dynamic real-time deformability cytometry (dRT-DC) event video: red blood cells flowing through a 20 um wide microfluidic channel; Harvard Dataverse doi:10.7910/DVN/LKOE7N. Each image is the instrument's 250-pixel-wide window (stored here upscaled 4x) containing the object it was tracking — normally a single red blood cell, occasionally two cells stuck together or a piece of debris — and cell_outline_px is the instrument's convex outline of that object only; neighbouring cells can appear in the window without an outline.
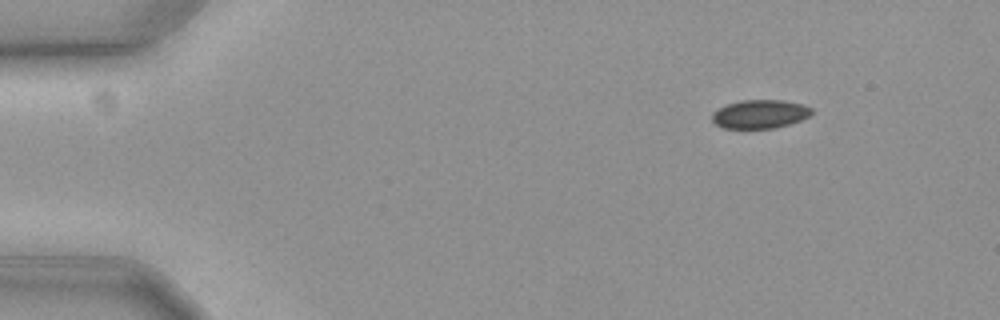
{"species": "common noctule bat (a hibernating species)", "species_latin": "Nyctalus noctula", "temperature_condition": "cold", "stored_images_in_passage": 52, "camera_frame_rate_fps": 3000, "um_per_image_px": 0.085, "animal": {"sex": "female", "body_mass_g": 19.3, "forearm_length_mm": 54.1}, "frame": {"image": 1, "passage_image": 1, "time_ms": 0.0, "image_size_px": [1000, 320], "cell_outline_px": [[812, 112], [808, 116], [800, 120], [788, 124], [772, 128], [724, 128], [716, 124], [712, 120], [712, 112], [728, 104], [744, 100], [784, 100], [804, 104], [812, 108]], "centroid_in_image_um": [64.6, 9.69], "position_along_channel_um": 20.4, "area_um2": 16.42}}
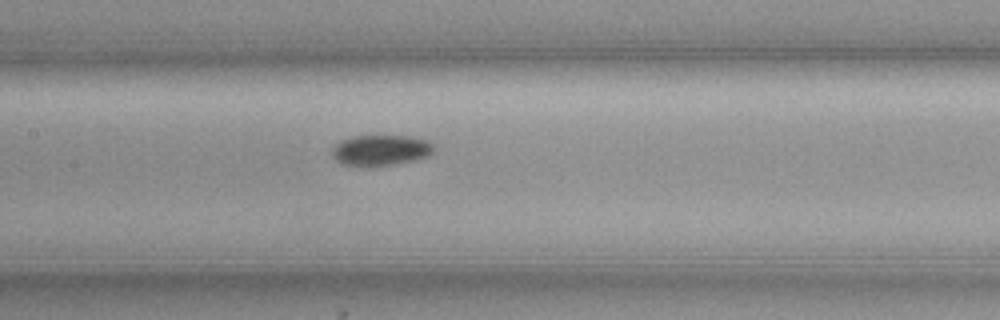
{"frame": {"image": 2, "passage_image": 22, "time_ms": 7.0, "image_size_px": [1000, 320], "cell_outline_px": [[432, 152], [428, 156], [412, 160], [392, 164], [368, 168], [340, 164], [332, 156], [332, 148], [336, 144], [352, 136], [404, 136], [424, 140], [432, 144]], "centroid_in_image_um": [32.27, 12.8], "position_along_channel_um": 175.1, "area_um2": 18.09}}
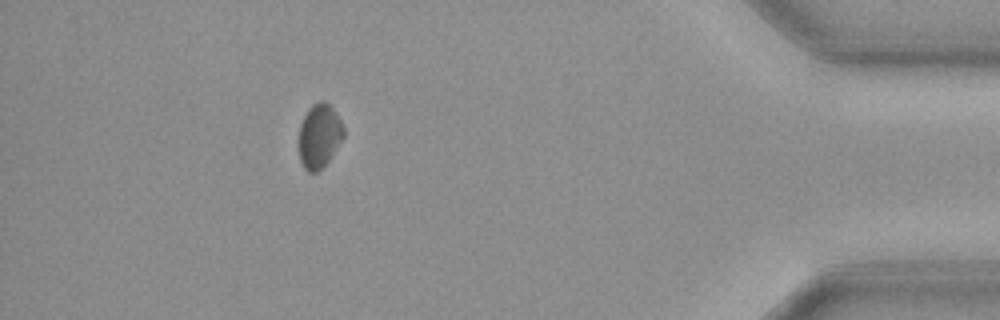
{"frame": {"image": 3, "passage_image": 46, "time_ms": 15.0, "image_size_px": [1000, 320], "cell_outline_px": [[344, 136], [328, 160], [316, 172], [308, 172], [304, 168], [300, 160], [296, 140], [300, 124], [308, 108], [312, 104], [320, 100], [324, 100], [336, 112], [344, 128]], "centroid_in_image_um": [27.09, 11.53], "position_along_channel_um": 408.1, "area_um2": 16.94}}